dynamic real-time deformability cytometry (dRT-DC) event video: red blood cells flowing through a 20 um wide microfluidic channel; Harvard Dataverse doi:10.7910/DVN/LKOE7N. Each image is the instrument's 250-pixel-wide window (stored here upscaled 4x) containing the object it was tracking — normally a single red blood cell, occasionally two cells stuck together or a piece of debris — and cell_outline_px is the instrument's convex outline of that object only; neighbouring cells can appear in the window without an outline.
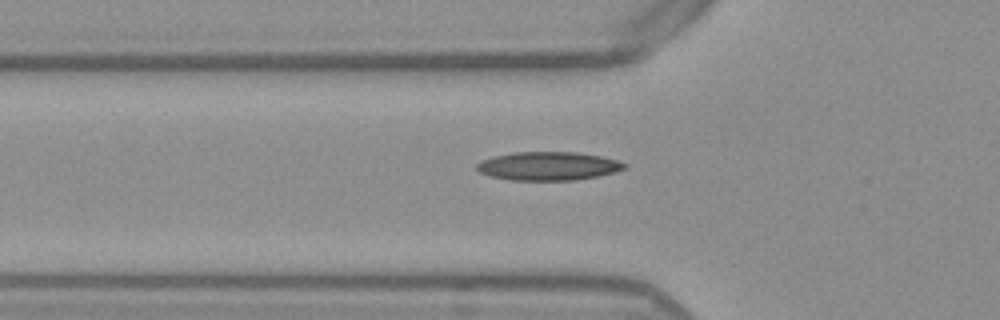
{"species": "Egyptian fruit bat (a non-hibernating species)", "species_latin": "Rousettus aegyptiacus", "temperature_condition": "warm", "stored_images_in_passage": 39, "camera_frame_rate_fps": 3000, "um_per_image_px": 0.085, "frame": {"image": 1, "passage_image": 7, "time_ms": 2.0, "image_size_px": [1000, 320], "cell_outline_px": [[628, 168], [616, 172], [600, 176], [576, 180], [512, 180], [488, 176], [480, 172], [476, 168], [476, 164], [480, 160], [492, 156], [516, 152], [576, 152], [600, 156], [616, 160], [628, 164]], "centroid_in_image_um": [46.61, 14.12], "position_along_channel_um": 79.2, "area_um2": 24.8}}
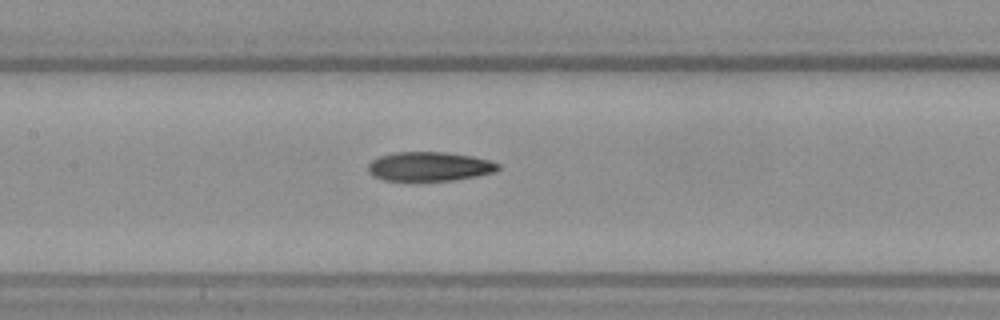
{"frame": {"image": 2, "passage_image": 14, "time_ms": 4.333, "image_size_px": [1000, 320], "cell_outline_px": [[500, 168], [496, 172], [456, 180], [384, 180], [372, 176], [368, 172], [368, 164], [372, 160], [380, 156], [396, 152], [444, 152], [472, 156], [488, 160], [500, 164]], "centroid_in_image_um": [36.5, 14.15], "position_along_channel_um": 170.9, "area_um2": 22.08}}
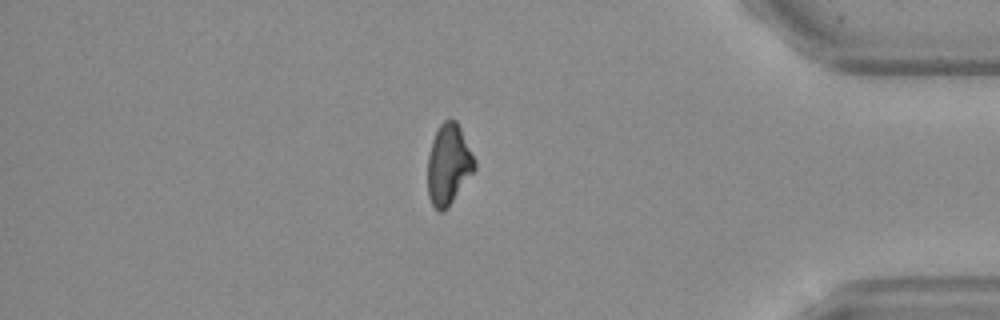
{"frame": {"image": 3, "passage_image": 34, "time_ms": 11.0, "image_size_px": [1000, 320], "cell_outline_px": [[476, 168], [448, 208], [444, 212], [440, 212], [432, 204], [428, 196], [428, 156], [432, 140], [440, 124], [444, 120], [456, 120], [476, 160]], "centroid_in_image_um": [38.13, 14.0], "position_along_channel_um": 397.1, "area_um2": 21.96}}